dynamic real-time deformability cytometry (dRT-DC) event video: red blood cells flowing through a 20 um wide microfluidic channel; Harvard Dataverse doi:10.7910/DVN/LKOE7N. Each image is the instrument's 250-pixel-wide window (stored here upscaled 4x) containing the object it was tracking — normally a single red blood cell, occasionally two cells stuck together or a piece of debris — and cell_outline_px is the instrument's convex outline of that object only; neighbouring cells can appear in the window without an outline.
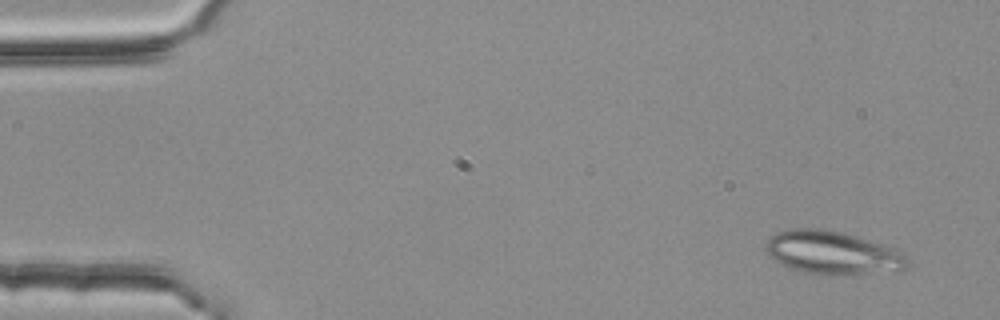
{"species": "common noctule bat (a hibernating species)", "species_latin": "Nyctalus noctula", "temperature_condition": "room temperature", "stored_images_in_passage": 3, "camera_frame_rate_fps": 3000, "um_per_image_px": 0.085, "animal": {"sex": "female", "body_mass_g": 25.1}, "frame": {"image": 1, "passage_image": 1, "time_ms": 0.0, "image_size_px": [1000, 320], "cell_outline_px": [[908, 268], [904, 272], [808, 272], [780, 264], [764, 248], [764, 244], [772, 236], [780, 232], [792, 228], [824, 228], [840, 232], [896, 248], [904, 252]], "centroid_in_image_um": [70.81, 21.44], "position_along_channel_um": 14.2, "area_um2": 34.56}}
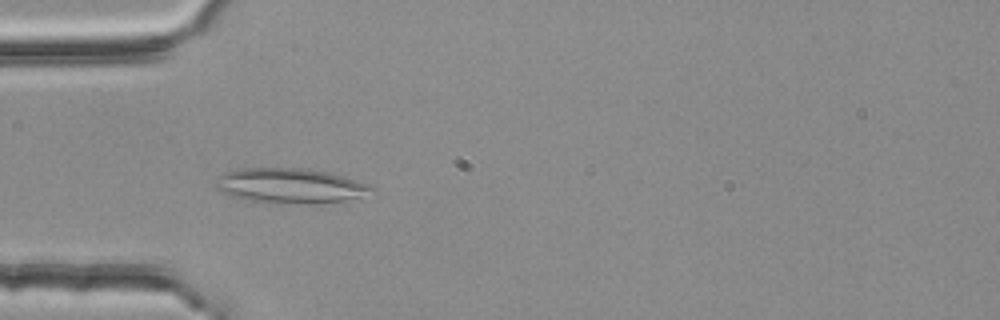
{"frame": {"image": 2, "passage_image": 3, "time_ms": 0.667, "image_size_px": [1000, 320], "cell_outline_px": [[376, 188], [356, 196], [340, 200], [320, 204], [292, 204], [252, 200], [232, 196], [216, 188], [216, 176], [224, 172], [244, 168], [300, 168], [328, 172], [344, 176], [368, 184]], "centroid_in_image_um": [24.61, 15.77], "position_along_channel_um": 60.4, "area_um2": 31.21}}